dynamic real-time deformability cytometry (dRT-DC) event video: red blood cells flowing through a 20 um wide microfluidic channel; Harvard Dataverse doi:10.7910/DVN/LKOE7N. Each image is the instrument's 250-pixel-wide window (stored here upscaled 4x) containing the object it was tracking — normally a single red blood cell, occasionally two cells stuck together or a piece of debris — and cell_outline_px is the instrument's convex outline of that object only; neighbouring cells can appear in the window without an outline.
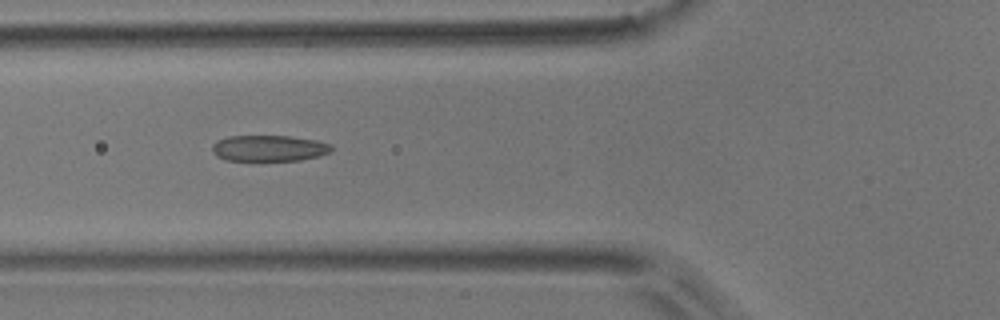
{"species": "common noctule bat (a hibernating species)", "species_latin": "Nyctalus noctula", "temperature_condition": "room temperature", "stored_images_in_passage": 6, "camera_frame_rate_fps": 3000, "um_per_image_px": 0.085, "animal": {"sex": "male", "body_mass_g": 17.9}, "frame": {"image": 1, "passage_image": 4, "time_ms": 1.0, "image_size_px": [1000, 320], "cell_outline_px": [[332, 152], [320, 156], [300, 160], [224, 160], [216, 156], [212, 152], [212, 144], [216, 140], [228, 136], [288, 136], [316, 140], [332, 144]], "centroid_in_image_um": [22.86, 12.6], "position_along_channel_um": 102.9, "area_um2": 18.26}}
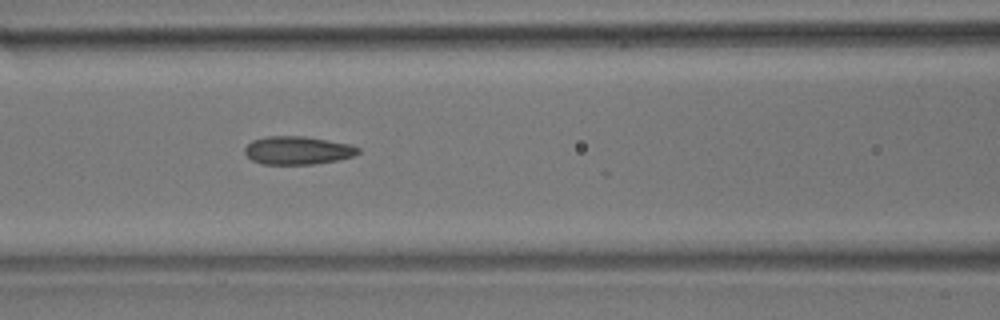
{"frame": {"image": 2, "passage_image": 5, "time_ms": 1.333, "image_size_px": [1000, 320], "cell_outline_px": [[360, 152], [352, 156], [336, 160], [312, 164], [260, 164], [252, 160], [244, 152], [244, 148], [252, 140], [264, 136], [304, 136], [352, 144], [360, 148]], "centroid_in_image_um": [25.28, 12.77], "position_along_channel_um": 141.3, "area_um2": 18.67}}